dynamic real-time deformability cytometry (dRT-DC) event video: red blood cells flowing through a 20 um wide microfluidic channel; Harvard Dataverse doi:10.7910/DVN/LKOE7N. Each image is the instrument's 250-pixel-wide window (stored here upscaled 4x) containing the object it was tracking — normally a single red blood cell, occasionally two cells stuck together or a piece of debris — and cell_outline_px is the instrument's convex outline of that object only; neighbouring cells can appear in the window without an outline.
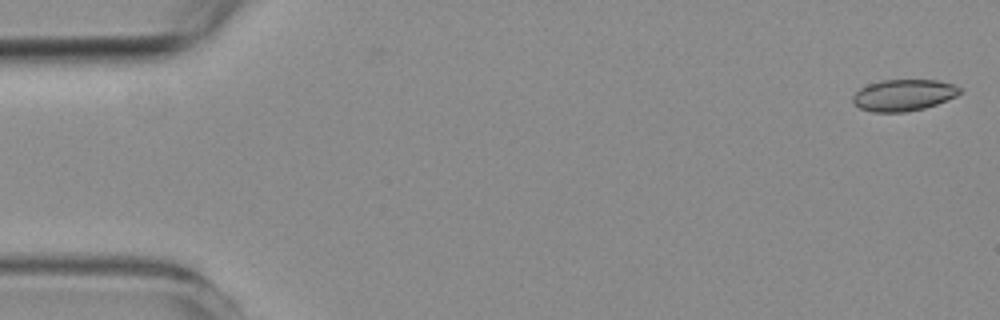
{"species": "common noctule bat (a hibernating species)", "species_latin": "Nyctalus noctula", "temperature_condition": "room temperature", "stored_images_in_passage": 54, "camera_frame_rate_fps": 3000, "um_per_image_px": 0.085, "animal": {"sex": "female", "body_mass_g": 19.3, "forearm_length_mm": 54.1}, "frame": {"image": 1, "passage_image": 1, "time_ms": 0.0, "image_size_px": [1000, 320], "cell_outline_px": [[960, 92], [956, 96], [936, 104], [924, 108], [908, 112], [872, 112], [860, 108], [852, 100], [852, 96], [860, 88], [868, 84], [880, 80], [936, 80], [952, 84], [960, 88]], "centroid_in_image_um": [76.77, 8.09], "position_along_channel_um": 8.2, "area_um2": 19.54}}
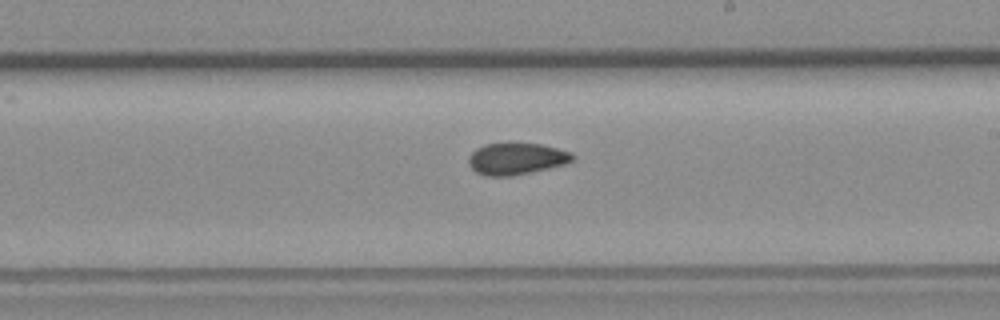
{"frame": {"image": 2, "passage_image": 31, "time_ms": 10.0, "image_size_px": [1000, 320], "cell_outline_px": [[576, 156], [572, 160], [564, 164], [548, 168], [512, 176], [484, 176], [476, 172], [468, 164], [468, 156], [476, 148], [484, 144], [540, 144], [572, 152]], "centroid_in_image_um": [43.86, 13.5], "position_along_channel_um": 245.1, "area_um2": 19.07}}
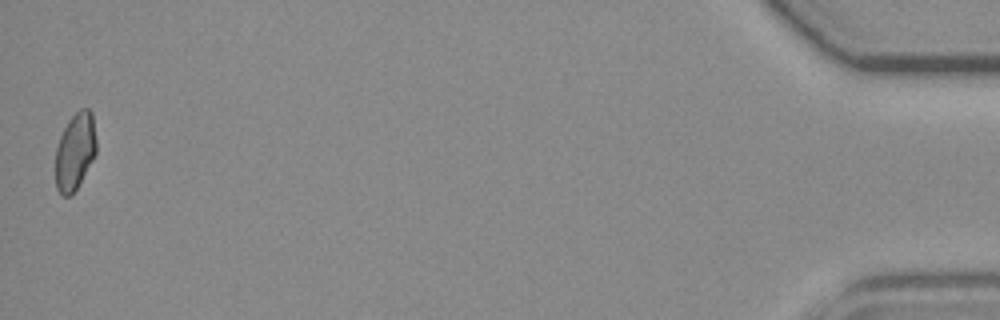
{"frame": {"image": 3, "passage_image": 54, "time_ms": 17.667, "image_size_px": [1000, 320], "cell_outline_px": [[96, 152], [92, 160], [72, 196], [60, 196], [56, 188], [56, 148], [60, 136], [68, 120], [80, 108], [88, 108], [92, 112], [96, 140]], "centroid_in_image_um": [6.37, 12.87], "position_along_channel_um": 428.8, "area_um2": 18.32}, "authors_computed_cell_mechanics": {"area_um2": 19.4497, "velocity_mm_per_s": 3.7279, "shape_relaxation_time_tau1_ms": null, "shape_relaxation_time_tau2_ms": 3.0491, "deformation_change_tau1": null, "deformation_change_tau2": 0.0802}}